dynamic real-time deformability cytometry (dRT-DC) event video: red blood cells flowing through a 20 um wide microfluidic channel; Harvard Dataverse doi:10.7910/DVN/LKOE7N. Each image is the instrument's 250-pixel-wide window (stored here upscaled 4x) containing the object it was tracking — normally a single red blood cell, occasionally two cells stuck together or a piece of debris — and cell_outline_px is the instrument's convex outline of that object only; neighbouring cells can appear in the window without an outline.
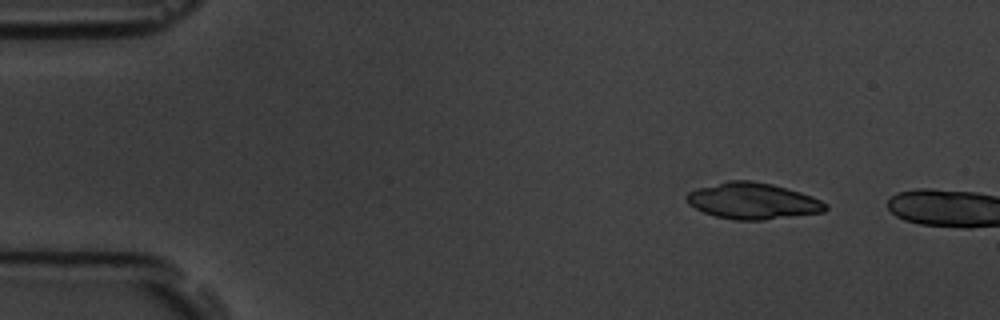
{"species": "common noctule bat (a hibernating species)", "species_latin": "Nyctalus noctula", "temperature_condition": "room temperature", "stored_images_in_passage": 2, "camera_frame_rate_fps": 3000, "um_per_image_px": 0.085, "animal": {"sex": "male", "body_mass_g": 19.5, "forearm_length_mm": 54.6}, "frame": {"image": 1, "passage_image": 1, "time_ms": 0.0, "image_size_px": [1000, 320], "cell_outline_px": [[828, 208], [824, 212], [764, 220], [732, 220], [716, 216], [704, 212], [688, 204], [688, 192], [696, 188], [728, 180], [752, 180], [772, 184], [800, 192], [812, 196], [828, 204]], "centroid_in_image_um": [64.0, 17.08], "position_along_channel_um": 21.0, "area_um2": 29.36}}